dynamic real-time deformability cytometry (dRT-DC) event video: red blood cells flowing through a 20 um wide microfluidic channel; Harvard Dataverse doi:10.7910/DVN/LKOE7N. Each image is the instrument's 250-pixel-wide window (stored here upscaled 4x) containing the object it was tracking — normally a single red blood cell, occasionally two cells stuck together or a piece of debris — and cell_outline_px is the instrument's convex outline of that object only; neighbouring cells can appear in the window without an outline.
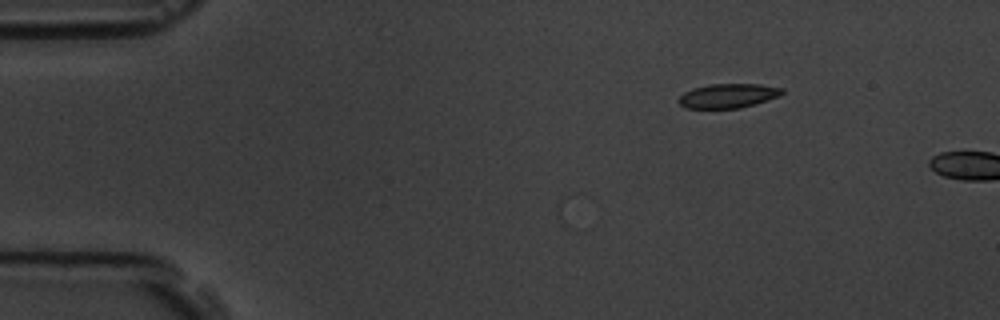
{"species": "common noctule bat (a hibernating species)", "species_latin": "Nyctalus noctula", "temperature_condition": "room temperature", "stored_images_in_passage": 2, "camera_frame_rate_fps": 3000, "um_per_image_px": 0.085, "animal": {"sex": "male", "body_mass_g": 19.5, "forearm_length_mm": 54.6}, "frame": {"image": 1, "passage_image": 2, "time_ms": 1.333, "image_size_px": [1000, 320], "cell_outline_px": [[784, 92], [780, 96], [740, 108], [688, 108], [680, 104], [676, 100], [684, 92], [692, 88], [712, 84], [760, 84], [784, 88]], "centroid_in_image_um": [61.89, 8.13], "position_along_channel_um": 23.1, "area_um2": 14.62}}